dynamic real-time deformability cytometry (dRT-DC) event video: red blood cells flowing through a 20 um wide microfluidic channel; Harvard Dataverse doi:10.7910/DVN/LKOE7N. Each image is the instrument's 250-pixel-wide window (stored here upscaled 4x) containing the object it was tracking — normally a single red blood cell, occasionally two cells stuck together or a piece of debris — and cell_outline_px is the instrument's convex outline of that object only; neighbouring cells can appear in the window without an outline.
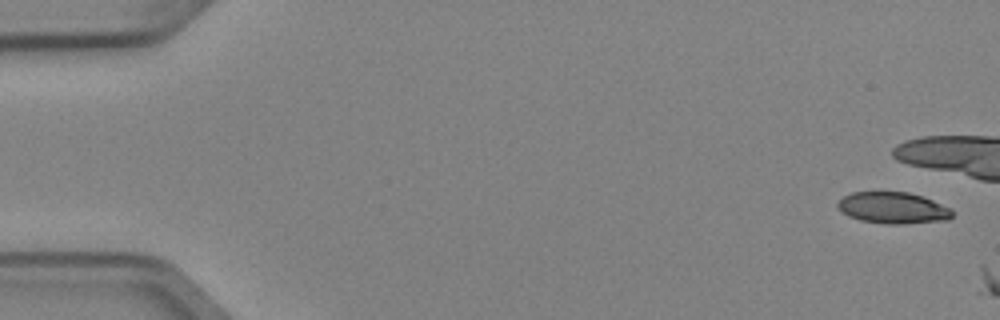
{"species": "Egyptian fruit bat (a non-hibernating species)", "species_latin": "Rousettus aegyptiacus", "temperature_condition": "cold", "stored_images_in_passage": 2, "camera_frame_rate_fps": 3000, "um_per_image_px": 0.085, "animal": {"sex": "female"}, "frame": {"image": 1, "passage_image": 1, "time_ms": 0.0, "image_size_px": [1000, 320], "cell_outline_px": [[952, 216], [948, 220], [904, 224], [888, 224], [860, 220], [848, 216], [836, 204], [844, 196], [852, 192], [908, 192], [924, 196], [952, 208]], "centroid_in_image_um": [75.95, 17.67], "position_along_channel_um": 9.0, "area_um2": 21.04}}